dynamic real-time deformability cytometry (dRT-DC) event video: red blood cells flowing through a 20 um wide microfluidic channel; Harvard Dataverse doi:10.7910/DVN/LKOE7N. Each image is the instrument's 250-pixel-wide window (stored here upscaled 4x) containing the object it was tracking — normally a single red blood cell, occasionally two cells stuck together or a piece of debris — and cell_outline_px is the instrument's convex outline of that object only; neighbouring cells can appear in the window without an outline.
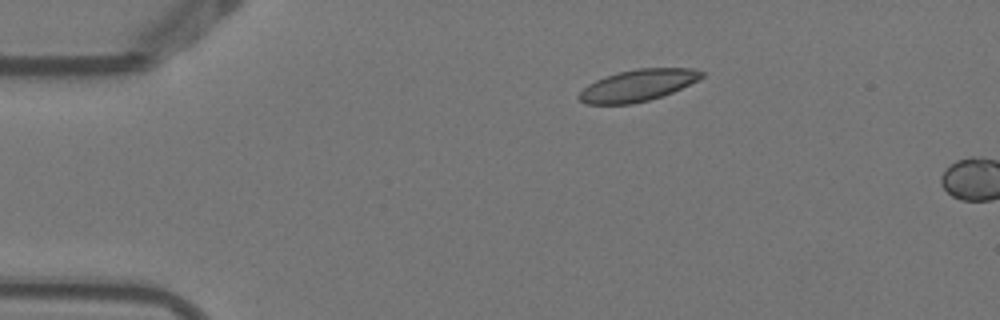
{"species": "Egyptian fruit bat (a non-hibernating species)", "species_latin": "Rousettus aegyptiacus", "temperature_condition": "warm", "stored_images_in_passage": 3, "camera_frame_rate_fps": 3000, "um_per_image_px": 0.085, "animal": {"sex": "female"}, "frame": {"image": 1, "passage_image": 2, "time_ms": 0.333, "image_size_px": [1000, 320], "cell_outline_px": [[704, 76], [700, 80], [672, 92], [648, 100], [632, 104], [584, 104], [576, 96], [588, 84], [604, 76], [636, 68], [692, 68], [704, 72]], "centroid_in_image_um": [54.21, 7.25], "position_along_channel_um": 30.8, "area_um2": 22.66}}